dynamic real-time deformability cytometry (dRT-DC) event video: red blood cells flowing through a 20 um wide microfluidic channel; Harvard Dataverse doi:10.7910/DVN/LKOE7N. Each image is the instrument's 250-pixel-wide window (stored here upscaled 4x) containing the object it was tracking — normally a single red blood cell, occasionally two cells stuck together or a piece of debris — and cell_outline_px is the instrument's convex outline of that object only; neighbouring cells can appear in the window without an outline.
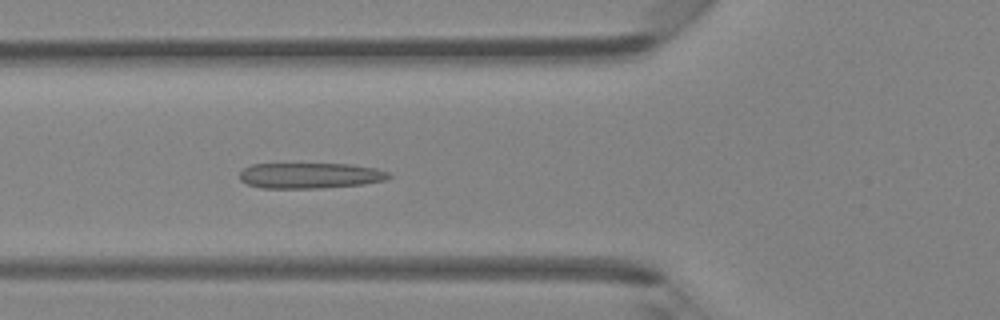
{"species": "Egyptian fruit bat (a non-hibernating species)", "species_latin": "Rousettus aegyptiacus", "temperature_condition": "room temperature", "stored_images_in_passage": 45, "camera_frame_rate_fps": 3000, "um_per_image_px": 0.085, "animal": {"sex": "female"}, "frame": {"image": 1, "passage_image": 16, "time_ms": 5.0, "image_size_px": [1000, 320], "cell_outline_px": [[392, 176], [388, 180], [364, 184], [320, 188], [260, 188], [248, 184], [240, 180], [240, 172], [244, 168], [252, 164], [352, 164], [376, 168], [388, 172]], "centroid_in_image_um": [26.39, 14.92], "position_along_channel_um": 99.4, "area_um2": 22.43}}
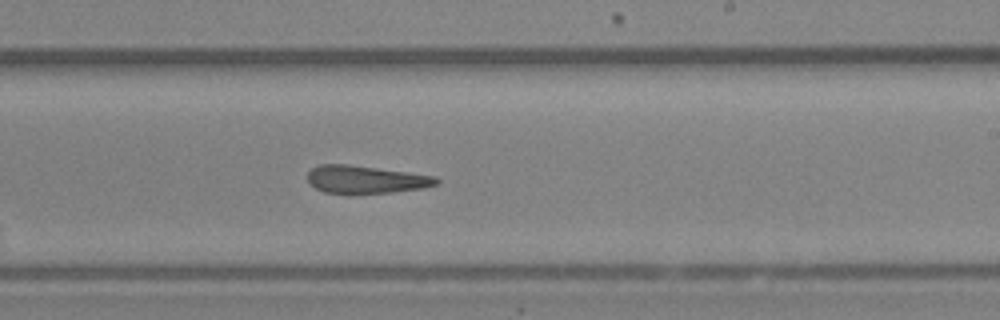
{"frame": {"image": 2, "passage_image": 27, "time_ms": 8.667, "image_size_px": [1000, 320], "cell_outline_px": [[440, 184], [424, 188], [392, 192], [324, 192], [308, 184], [308, 172], [312, 168], [320, 164], [348, 164], [436, 176], [440, 180]], "centroid_in_image_um": [31.11, 15.24], "position_along_channel_um": 257.9, "area_um2": 20.58}}
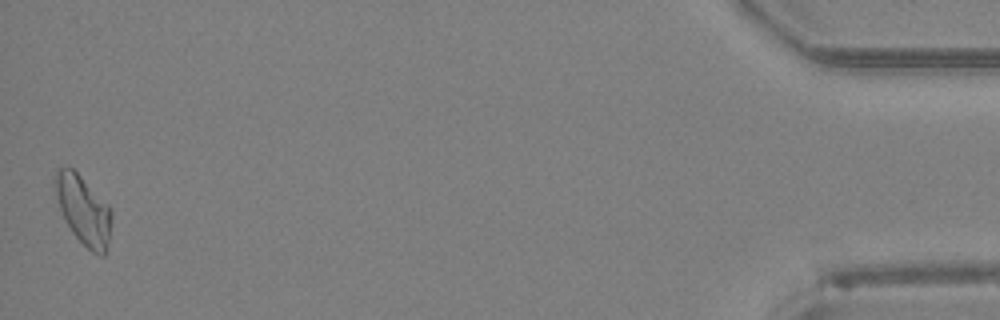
{"frame": {"image": 3, "passage_image": 45, "time_ms": 14.667, "image_size_px": [1000, 320], "cell_outline_px": [[112, 220], [108, 240], [104, 256], [100, 256], [92, 252], [72, 232], [64, 220], [52, 184], [52, 180], [56, 168], [72, 168], [108, 204], [112, 212]], "centroid_in_image_um": [7.06, 17.83], "position_along_channel_um": 428.1, "area_um2": 22.6}, "authors_computed_cell_mechanics": {"area_um2": 21.964, "velocity_mm_per_s": 4.3361, "shape_relaxation_time_tau1_ms": null, "shape_relaxation_time_tau2_ms": 5.2499, "deformation_change_tau1": null, "deformation_change_tau2": 0.1514}}